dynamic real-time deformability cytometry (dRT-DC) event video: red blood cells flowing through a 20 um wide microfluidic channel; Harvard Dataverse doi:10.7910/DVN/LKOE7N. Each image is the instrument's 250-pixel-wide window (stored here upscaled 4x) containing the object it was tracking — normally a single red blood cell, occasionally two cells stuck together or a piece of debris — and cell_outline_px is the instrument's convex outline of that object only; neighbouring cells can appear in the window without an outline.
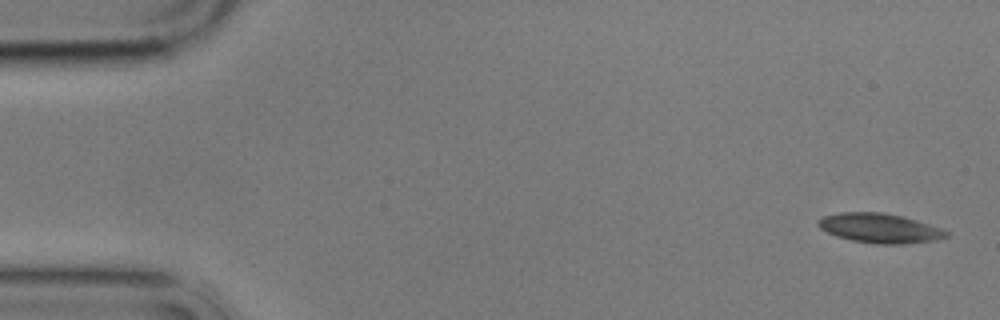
{"species": "common noctule bat (a hibernating species)", "species_latin": "Nyctalus noctula", "temperature_condition": "cold", "stored_images_in_passage": 5, "camera_frame_rate_fps": 3000, "um_per_image_px": 0.085, "animal": {"sex": "male", "body_mass_g": 17.9}, "frame": {"image": 1, "passage_image": 1, "time_ms": 0.0, "image_size_px": [1000, 320], "cell_outline_px": [[948, 236], [936, 240], [904, 244], [876, 244], [852, 240], [836, 236], [820, 228], [816, 224], [816, 220], [824, 216], [840, 212], [884, 212], [904, 216], [940, 228], [948, 232]], "centroid_in_image_um": [74.75, 19.39], "position_along_channel_um": 10.2, "area_um2": 22.08}}
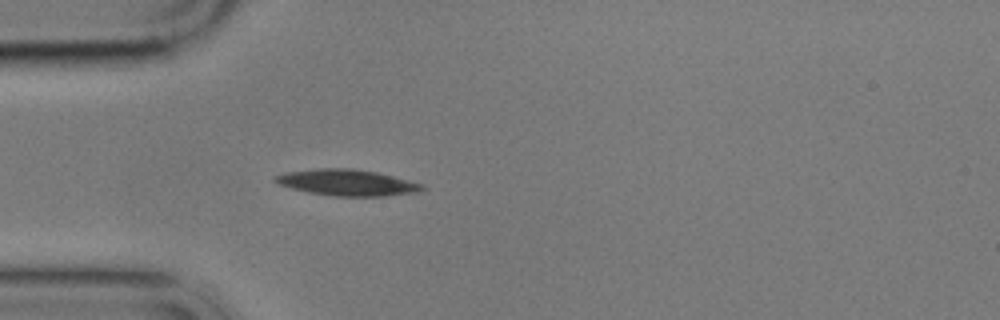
{"frame": {"image": 2, "passage_image": 5, "time_ms": 4.667, "image_size_px": [1000, 320], "cell_outline_px": [[428, 188], [420, 192], [384, 196], [336, 196], [308, 192], [292, 188], [280, 184], [272, 180], [276, 176], [288, 172], [320, 168], [352, 168], [376, 172], [424, 184]], "centroid_in_image_um": [29.57, 15.52], "position_along_channel_um": 55.4, "area_um2": 22.31}}